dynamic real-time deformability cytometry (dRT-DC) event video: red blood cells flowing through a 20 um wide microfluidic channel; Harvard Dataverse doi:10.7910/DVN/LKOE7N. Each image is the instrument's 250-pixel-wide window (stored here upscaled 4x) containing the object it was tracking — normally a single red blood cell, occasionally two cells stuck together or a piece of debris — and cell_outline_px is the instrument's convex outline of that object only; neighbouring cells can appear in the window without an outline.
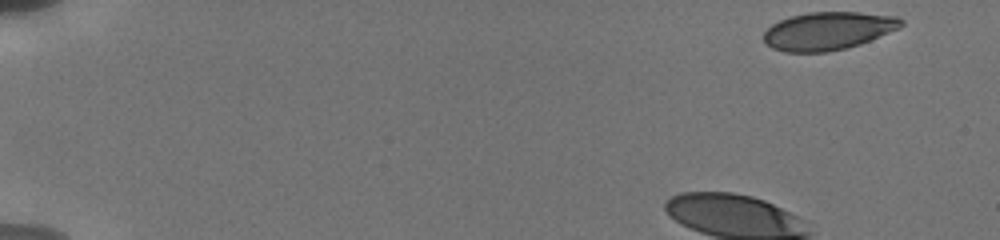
{"species": "human", "species_latin": "Homo sapiens", "temperature_condition": "cold", "stored_images_in_passage": 18, "camera_frame_rate_fps": 3000, "um_per_image_px": 0.085, "donor": {"sex": "male"}, "frame": {"image": 1, "passage_image": 1, "time_ms": 0.0, "image_size_px": [1000, 240], "cell_outline_px": [[904, 24], [900, 28], [860, 44], [828, 52], [784, 52], [772, 48], [764, 44], [764, 32], [772, 24], [780, 20], [792, 16], [808, 12], [860, 12], [896, 16], [904, 20]], "centroid_in_image_um": [70.39, 2.62], "position_along_channel_um": 14.6, "area_um2": 30.52}}
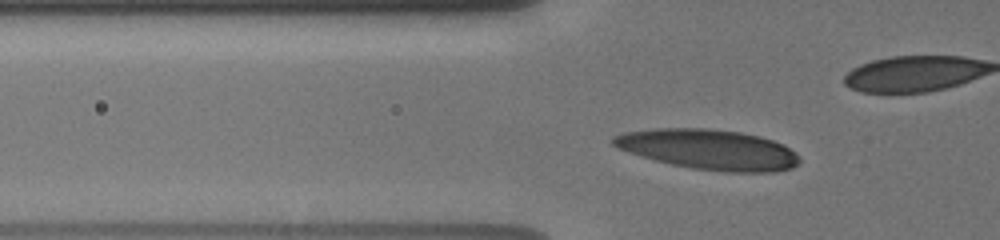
{"frame": {"image": 2, "passage_image": 14, "time_ms": 4.333, "image_size_px": [1000, 240], "cell_outline_px": [[800, 160], [792, 168], [776, 172], [728, 172], [692, 168], [672, 164], [640, 156], [616, 148], [612, 144], [612, 136], [624, 132], [656, 128], [708, 128], [740, 132], [760, 136], [784, 144], [796, 152], [800, 156]], "centroid_in_image_um": [60.25, 12.7], "position_along_channel_um": 65.6, "area_um2": 43.81}}